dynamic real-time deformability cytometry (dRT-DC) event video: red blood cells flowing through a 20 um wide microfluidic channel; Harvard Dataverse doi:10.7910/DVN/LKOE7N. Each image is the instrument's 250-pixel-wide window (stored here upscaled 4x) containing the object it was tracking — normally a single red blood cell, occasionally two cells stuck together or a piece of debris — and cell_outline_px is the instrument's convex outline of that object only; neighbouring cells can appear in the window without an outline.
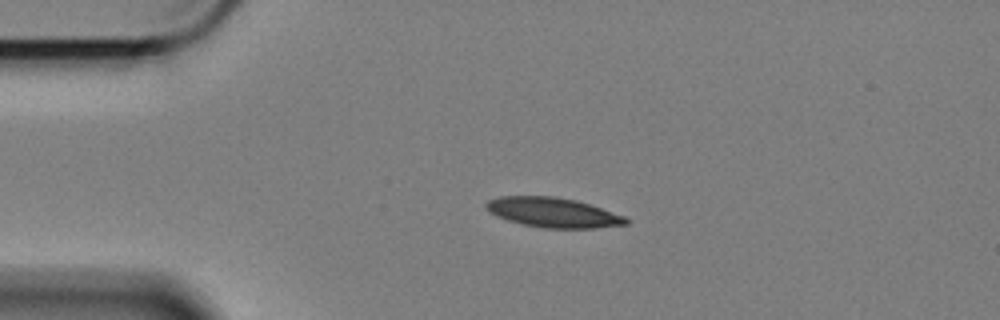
{"species": "Egyptian fruit bat (a non-hibernating species)", "species_latin": "Rousettus aegyptiacus", "temperature_condition": "cold", "stored_images_in_passage": 47, "camera_frame_rate_fps": 3000, "um_per_image_px": 0.085, "animal": {"sex": "female"}, "frame": {"image": 1, "passage_image": 1, "time_ms": 0.0, "image_size_px": [1000, 320], "cell_outline_px": [[632, 220], [628, 224], [596, 228], [544, 228], [524, 224], [508, 220], [496, 216], [488, 212], [484, 204], [488, 200], [500, 196], [556, 196], [576, 200], [624, 216]], "centroid_in_image_um": [47.0, 18.06], "position_along_channel_um": 38.0, "area_um2": 24.28}}
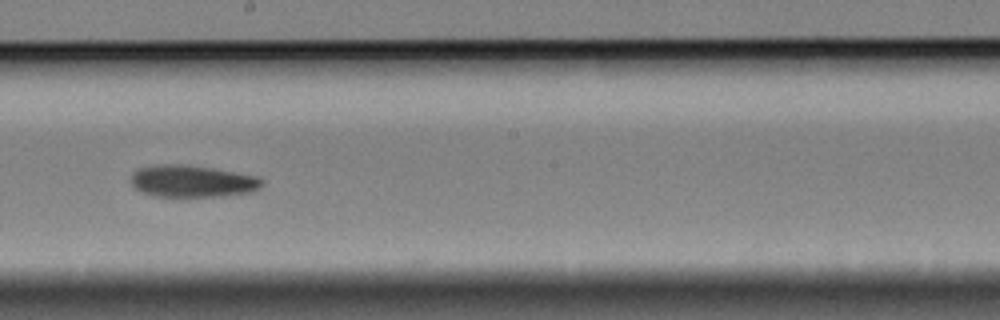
{"frame": {"image": 2, "passage_image": 21, "time_ms": 6.667, "image_size_px": [1000, 320], "cell_outline_px": [[264, 184], [260, 188], [252, 192], [220, 196], [152, 196], [140, 192], [132, 184], [132, 176], [140, 168], [156, 164], [184, 164], [212, 168], [256, 176], [264, 180]], "centroid_in_image_um": [16.37, 15.4], "position_along_channel_um": 231.8, "area_um2": 24.33}}
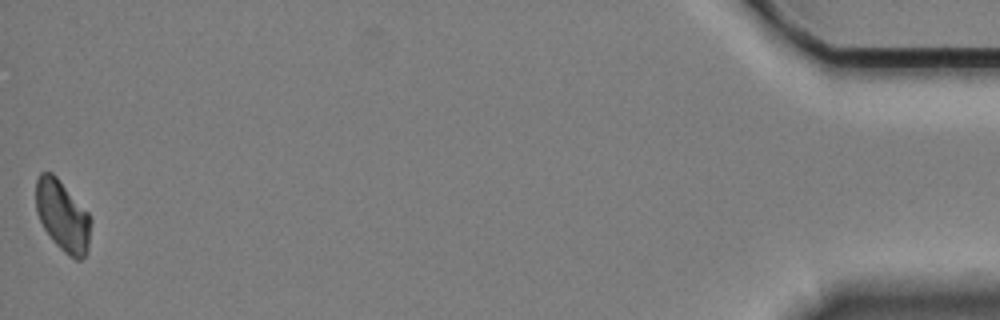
{"frame": {"image": 3, "passage_image": 47, "time_ms": 15.333, "image_size_px": [1000, 320], "cell_outline_px": [[92, 220], [88, 252], [80, 260], [76, 260], [64, 252], [52, 240], [44, 228], [36, 212], [36, 180], [40, 172], [52, 172], [56, 176], [88, 212]], "centroid_in_image_um": [5.34, 18.36], "position_along_channel_um": 429.9, "area_um2": 22.77}, "authors_computed_cell_mechanics": {"area_um2": 24.1604, "velocity_mm_per_s": 3.3564, "shape_relaxation_time_tau1_ms": 7.6393, "shape_relaxation_time_tau2_ms": null, "deformation_change_tau1": 0.1386, "deformation_change_tau2": null}}